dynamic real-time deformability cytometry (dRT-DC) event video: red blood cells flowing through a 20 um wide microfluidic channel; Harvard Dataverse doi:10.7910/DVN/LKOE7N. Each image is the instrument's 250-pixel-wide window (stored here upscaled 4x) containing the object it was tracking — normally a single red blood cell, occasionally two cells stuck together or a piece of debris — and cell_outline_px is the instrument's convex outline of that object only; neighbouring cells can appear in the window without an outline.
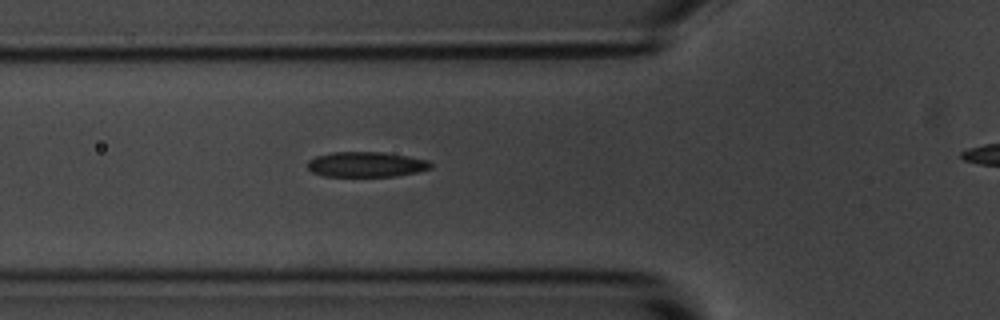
{"species": "common noctule bat (a hibernating species)", "species_latin": "Nyctalus noctula", "temperature_condition": "room temperature", "stored_images_in_passage": 5, "camera_frame_rate_fps": 3000, "um_per_image_px": 0.085, "animal": {"sex": "male", "body_mass_g": 20.1, "forearm_length_mm": 53.5}, "frame": {"image": 1, "passage_image": 4, "time_ms": 3.333, "image_size_px": [1000, 320], "cell_outline_px": [[432, 168], [416, 172], [396, 176], [324, 176], [312, 172], [308, 168], [308, 160], [316, 156], [332, 152], [384, 152], [408, 156], [428, 160], [432, 164]], "centroid_in_image_um": [31.13, 13.97], "position_along_channel_um": 94.7, "area_um2": 18.09}}